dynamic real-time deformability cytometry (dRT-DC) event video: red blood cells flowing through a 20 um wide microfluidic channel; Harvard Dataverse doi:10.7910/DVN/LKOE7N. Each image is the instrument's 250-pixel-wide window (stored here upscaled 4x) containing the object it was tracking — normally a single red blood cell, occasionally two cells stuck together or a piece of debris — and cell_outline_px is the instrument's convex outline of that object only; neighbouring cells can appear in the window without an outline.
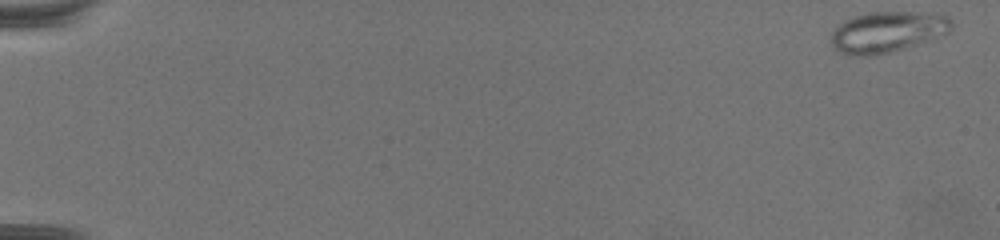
{"species": "common noctule bat (a hibernating species)", "species_latin": "Nyctalus noctula", "temperature_condition": "warm", "stored_images_in_passage": 68, "camera_frame_rate_fps": 3000, "um_per_image_px": 0.085, "animal": {"sex": "female", "body_mass_g": 19.5, "forearm_length_mm": 54.1}, "frame": {"image": 1, "passage_image": 1, "time_ms": 0.0, "image_size_px": [1000, 240], "cell_outline_px": [[956, 24], [944, 36], [892, 52], [868, 56], [848, 56], [832, 48], [832, 32], [844, 20], [868, 12], [916, 12], [948, 16]], "centroid_in_image_um": [75.46, 2.73], "position_along_channel_um": 9.5, "area_um2": 29.02}}
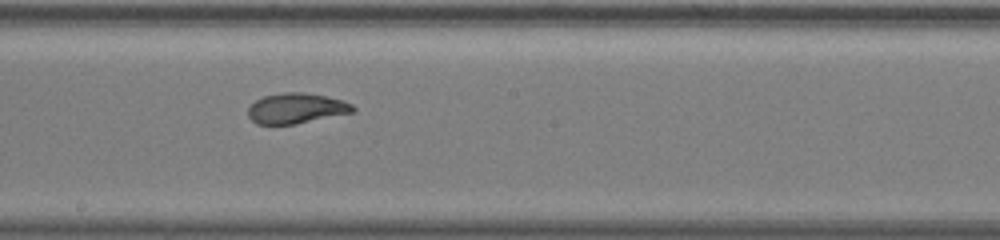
{"frame": {"image": 2, "passage_image": 40, "time_ms": 13.0, "image_size_px": [1000, 240], "cell_outline_px": [[356, 112], [296, 124], [256, 124], [248, 116], [248, 108], [256, 100], [264, 96], [284, 92], [304, 92], [344, 100], [352, 104], [356, 108]], "centroid_in_image_um": [25.22, 9.21], "position_along_channel_um": 223.0, "area_um2": 18.67}}
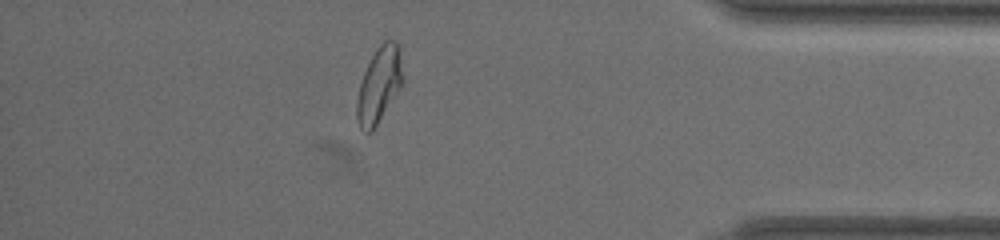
{"frame": {"image": 3, "passage_image": 60, "time_ms": 19.667, "image_size_px": [1000, 240], "cell_outline_px": [[404, 84], [372, 132], [368, 132], [360, 128], [356, 116], [356, 100], [360, 84], [364, 72], [376, 48], [384, 40], [396, 40], [400, 44], [404, 76]], "centroid_in_image_um": [32.27, 7.18], "position_along_channel_um": 402.9, "area_um2": 20.75}, "authors_computed_cell_mechanics": {"area_um2": 20.9525, "velocity_mm_per_s": 3.138, "shape_relaxation_time_tau1_ms": null, "shape_relaxation_time_tau2_ms": 1.0866, "deformation_change_tau1": null, "deformation_change_tau2": 0.0617}}